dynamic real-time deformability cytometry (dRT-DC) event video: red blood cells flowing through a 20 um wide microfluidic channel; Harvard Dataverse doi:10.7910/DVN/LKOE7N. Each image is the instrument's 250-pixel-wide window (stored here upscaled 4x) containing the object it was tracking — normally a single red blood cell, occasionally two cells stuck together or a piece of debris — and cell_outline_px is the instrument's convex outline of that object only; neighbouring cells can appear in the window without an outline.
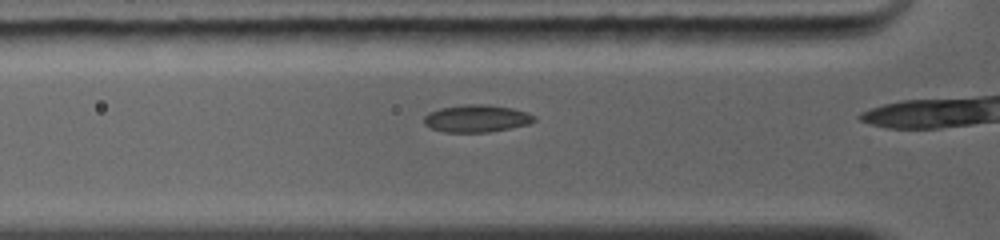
{"species": "common noctule bat (a hibernating species)", "species_latin": "Nyctalus noctula", "temperature_condition": "warm", "stored_images_in_passage": 16, "camera_frame_rate_fps": 5000, "um_per_image_px": 0.085, "animal": {"sex": "female", "body_mass_g": 19.0, "forearm_length_mm": 56.7}, "frame": {"image": 1, "passage_image": 2, "time_ms": 0.2, "image_size_px": [1000, 240], "cell_outline_px": [[536, 120], [528, 124], [488, 132], [444, 132], [432, 128], [424, 124], [424, 116], [428, 112], [440, 108], [464, 104], [488, 104], [512, 108], [528, 112], [536, 116]], "centroid_in_image_um": [40.51, 10.06], "position_along_channel_um": 85.3, "area_um2": 17.63}}
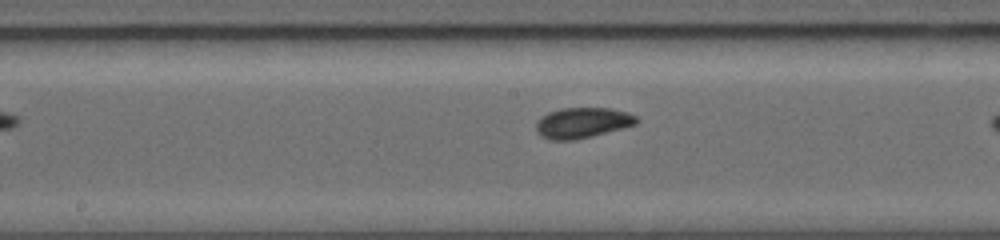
{"frame": {"image": 2, "passage_image": 9, "time_ms": 2.8, "image_size_px": [1000, 240], "cell_outline_px": [[640, 120], [636, 124], [592, 136], [576, 140], [548, 140], [540, 136], [536, 132], [536, 120], [540, 116], [548, 112], [560, 108], [608, 108], [628, 112], [636, 116]], "centroid_in_image_um": [49.45, 10.44], "position_along_channel_um": 198.7, "area_um2": 18.09}}
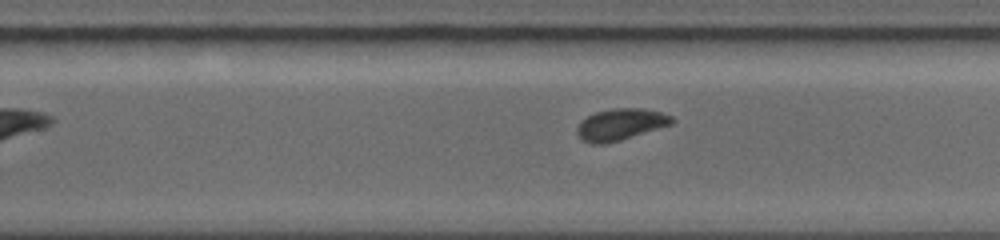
{"frame": {"image": 3, "passage_image": 14, "time_ms": 4.6, "image_size_px": [1000, 240], "cell_outline_px": [[676, 120], [672, 124], [620, 140], [604, 144], [592, 144], [584, 140], [576, 132], [576, 128], [580, 120], [596, 112], [616, 108], [644, 108], [660, 112], [672, 116]], "centroid_in_image_um": [52.75, 10.57], "position_along_channel_um": 277.1, "area_um2": 17.34}}